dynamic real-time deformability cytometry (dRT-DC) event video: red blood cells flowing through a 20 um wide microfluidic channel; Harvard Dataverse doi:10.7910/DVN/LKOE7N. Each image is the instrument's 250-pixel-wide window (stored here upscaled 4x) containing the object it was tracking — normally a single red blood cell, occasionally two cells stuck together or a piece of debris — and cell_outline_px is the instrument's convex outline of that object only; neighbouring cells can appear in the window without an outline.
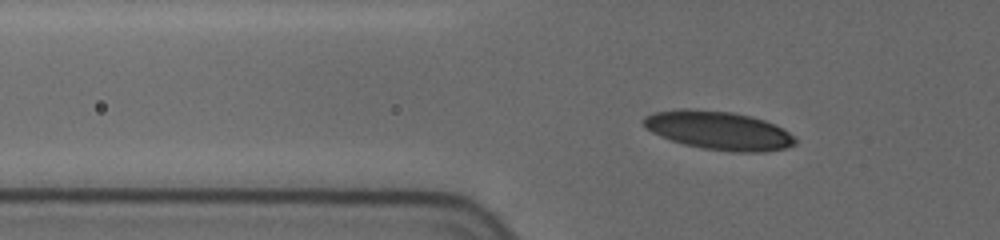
{"species": "human", "species_latin": "Homo sapiens", "temperature_condition": "cold", "stored_images_in_passage": 13, "camera_frame_rate_fps": 3000, "um_per_image_px": 0.085, "donor": {"sex": "female"}, "frame": {"image": 1, "passage_image": 7, "time_ms": 0.667, "image_size_px": [1000, 240], "cell_outline_px": [[796, 144], [784, 148], [764, 152], [732, 152], [700, 148], [684, 144], [660, 136], [652, 132], [640, 120], [644, 116], [652, 112], [680, 108], [684, 108], [732, 112], [752, 116], [764, 120], [788, 132], [796, 140]], "centroid_in_image_um": [61.04, 11.08], "position_along_channel_um": 64.8, "area_um2": 34.04}}
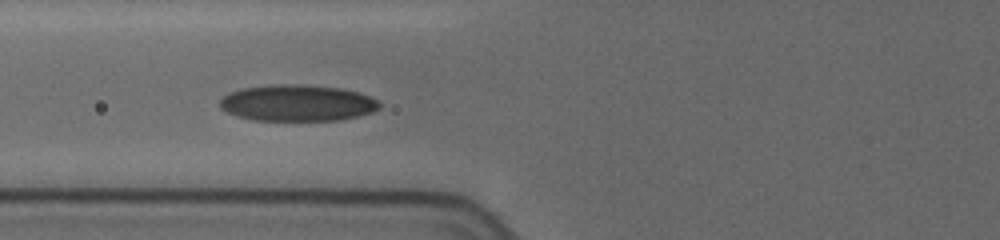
{"frame": {"image": 2, "passage_image": 12, "time_ms": 2.0, "image_size_px": [1000, 240], "cell_outline_px": [[380, 108], [372, 112], [340, 120], [252, 120], [228, 112], [220, 108], [220, 100], [228, 92], [240, 88], [272, 84], [296, 84], [340, 88], [360, 92], [372, 96], [380, 100]], "centroid_in_image_um": [25.3, 8.74], "position_along_channel_um": 100.5, "area_um2": 33.99}}